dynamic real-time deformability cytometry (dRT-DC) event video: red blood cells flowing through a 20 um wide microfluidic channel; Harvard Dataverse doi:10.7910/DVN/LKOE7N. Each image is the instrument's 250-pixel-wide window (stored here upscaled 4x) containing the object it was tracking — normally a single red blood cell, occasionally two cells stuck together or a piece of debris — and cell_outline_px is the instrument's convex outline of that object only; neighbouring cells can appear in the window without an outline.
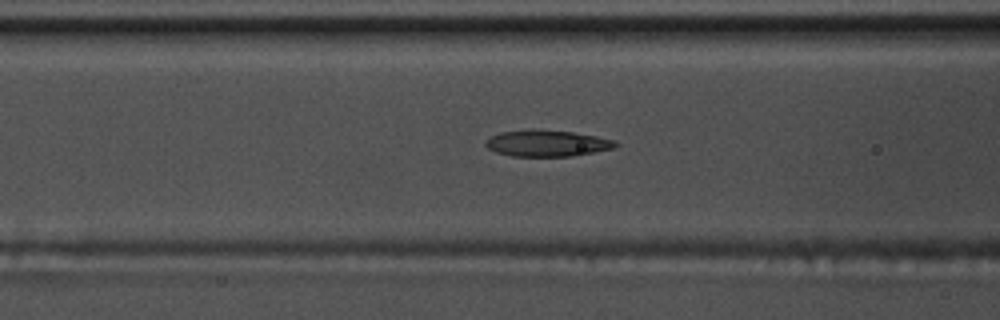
{"species": "common noctule bat (a hibernating species)", "species_latin": "Nyctalus noctula", "temperature_condition": "warm", "stored_images_in_passage": 54, "camera_frame_rate_fps": 3000, "um_per_image_px": 0.085, "animal": {"sex": "male", "body_mass_g": 17.5, "forearm_length_mm": 52.3}, "frame": {"image": 1, "passage_image": 22, "time_ms": 7.0, "image_size_px": [1000, 320], "cell_outline_px": [[620, 144], [612, 148], [572, 156], [512, 156], [496, 152], [488, 148], [484, 144], [492, 136], [500, 132], [572, 132], [596, 136], [612, 140]], "centroid_in_image_um": [46.52, 12.22], "position_along_channel_um": 120.1, "area_um2": 18.79}}
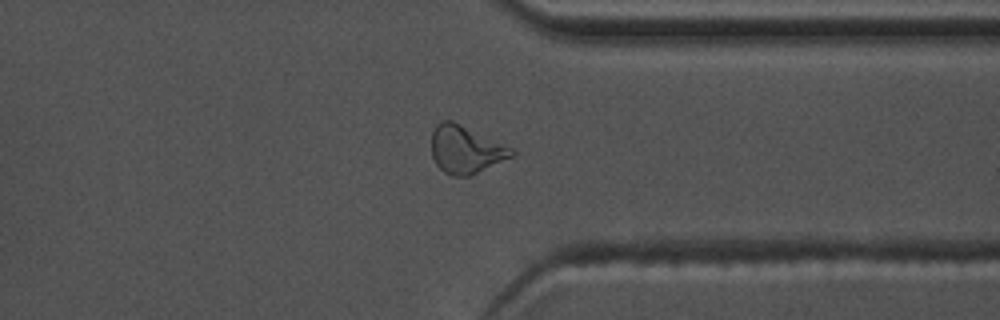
{"frame": {"image": 2, "passage_image": 42, "time_ms": 13.667, "image_size_px": [1000, 320], "cell_outline_px": [[516, 156], [468, 176], [452, 176], [444, 172], [436, 164], [432, 156], [432, 132], [436, 124], [440, 120], [452, 120], [516, 148]], "centroid_in_image_um": [39.64, 12.69], "position_along_channel_um": 371.8, "area_um2": 22.72}}
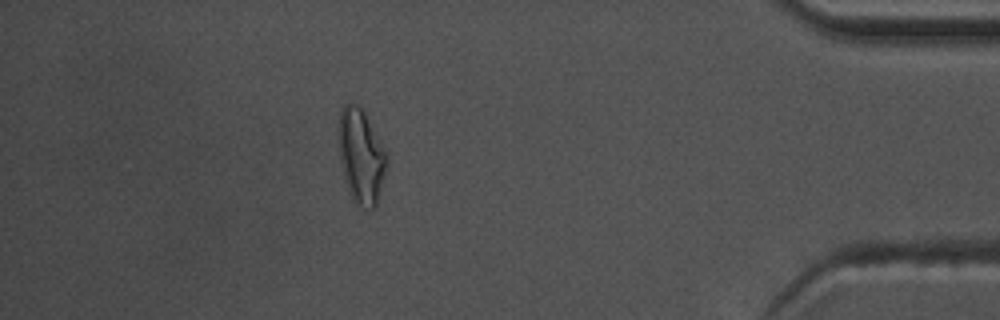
{"frame": {"image": 3, "passage_image": 48, "time_ms": 15.667, "image_size_px": [1000, 320], "cell_outline_px": [[388, 168], [376, 208], [368, 208], [356, 204], [348, 188], [340, 164], [336, 132], [336, 128], [340, 108], [344, 104], [356, 104], [364, 112], [380, 140], [388, 160]], "centroid_in_image_um": [30.67, 13.26], "position_along_channel_um": 404.5, "area_um2": 26.99}, "authors_computed_cell_mechanics": {"area_um2": 20.23, "velocity_mm_per_s": 3.8074, "shape_relaxation_time_tau1_ms": 5.7704, "shape_relaxation_time_tau2_ms": 3.0004, "deformation_change_tau1": 0.2073, "deformation_change_tau2": 0.1192}}